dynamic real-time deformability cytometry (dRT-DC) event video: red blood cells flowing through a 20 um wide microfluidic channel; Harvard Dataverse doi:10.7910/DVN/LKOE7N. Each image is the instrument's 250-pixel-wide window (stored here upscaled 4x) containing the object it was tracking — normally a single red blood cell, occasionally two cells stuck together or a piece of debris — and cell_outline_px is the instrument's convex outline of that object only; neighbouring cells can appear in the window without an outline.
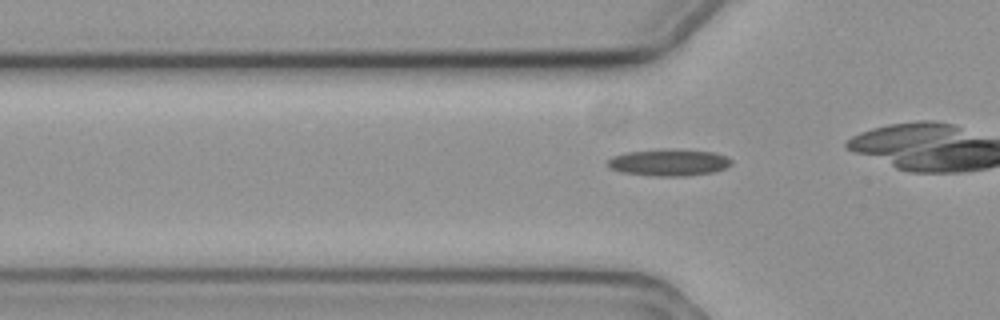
{"species": "common noctule bat (a hibernating species)", "species_latin": "Nyctalus noctula", "temperature_condition": "cold", "stored_images_in_passage": 21, "camera_frame_rate_fps": 3000, "um_per_image_px": 0.085, "animal": {"sex": "female", "body_mass_g": 19.3, "forearm_length_mm": 54.1}, "frame": {"image": 1, "passage_image": 4, "time_ms": 1.0, "image_size_px": [1000, 320], "cell_outline_px": [[732, 164], [716, 172], [688, 176], [656, 176], [620, 172], [608, 168], [608, 160], [612, 156], [624, 152], [660, 148], [676, 148], [716, 152], [728, 156], [732, 160]], "centroid_in_image_um": [56.87, 13.79], "position_along_channel_um": 68.9, "area_um2": 20.0}}
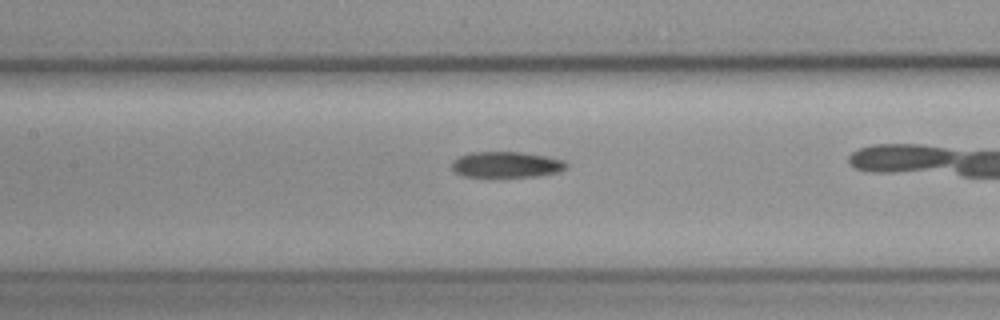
{"frame": {"image": 2, "passage_image": 12, "time_ms": 3.667, "image_size_px": [1000, 320], "cell_outline_px": [[568, 164], [560, 172], [536, 176], [464, 176], [456, 172], [452, 168], [452, 160], [460, 156], [472, 152], [520, 152], [548, 156], [564, 160]], "centroid_in_image_um": [43.06, 13.98], "position_along_channel_um": 164.3, "area_um2": 17.11}}